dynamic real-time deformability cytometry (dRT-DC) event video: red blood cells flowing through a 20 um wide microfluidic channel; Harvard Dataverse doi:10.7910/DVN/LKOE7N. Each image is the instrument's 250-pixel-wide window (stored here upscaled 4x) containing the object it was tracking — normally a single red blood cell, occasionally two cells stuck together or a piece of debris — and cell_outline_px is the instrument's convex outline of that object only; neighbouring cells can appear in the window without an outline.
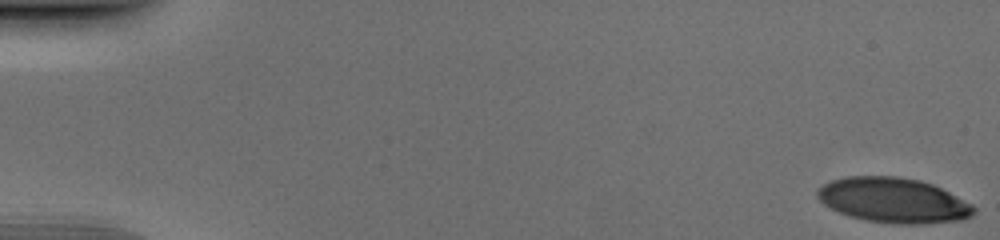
{"species": "human", "species_latin": "Homo sapiens", "temperature_condition": "cold", "stored_images_in_passage": 52, "camera_frame_rate_fps": 3000, "um_per_image_px": 0.085, "donor": {"sex": "male"}, "frame": {"image": 1, "passage_image": 1, "time_ms": 0.0, "image_size_px": [1000, 240], "cell_outline_px": [[976, 212], [972, 216], [960, 220], [920, 224], [900, 224], [868, 220], [852, 216], [840, 212], [824, 204], [816, 196], [816, 188], [832, 180], [848, 176], [896, 176], [920, 180], [932, 184], [972, 204], [976, 208]], "centroid_in_image_um": [75.94, 17.01], "position_along_channel_um": 9.1, "area_um2": 40.75}}
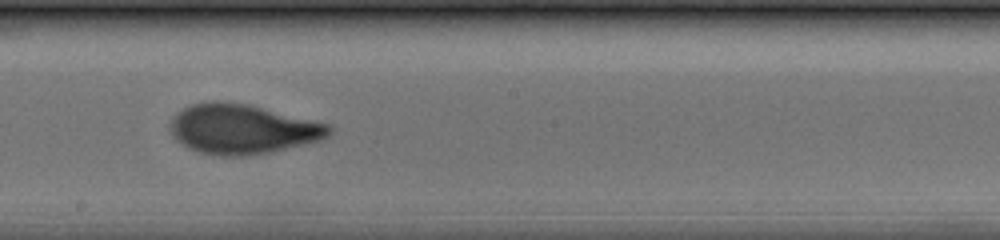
{"frame": {"image": 2, "passage_image": 30, "time_ms": 9.667, "image_size_px": [1000, 240], "cell_outline_px": [[332, 132], [328, 136], [320, 140], [272, 152], [248, 156], [212, 156], [188, 148], [180, 144], [172, 136], [168, 128], [168, 124], [172, 116], [176, 112], [192, 104], [216, 100], [248, 104], [332, 124]], "centroid_in_image_um": [20.58, 10.98], "position_along_channel_um": 227.6, "area_um2": 46.76}}
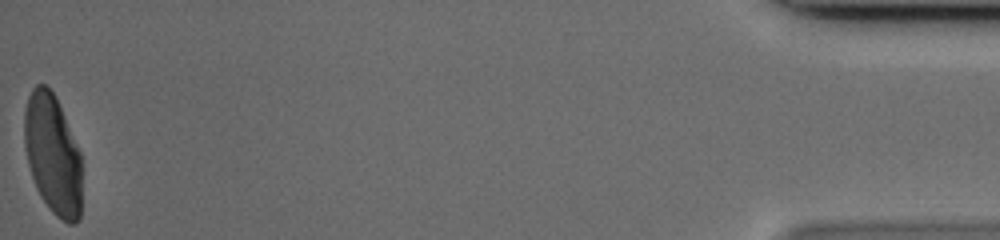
{"frame": {"image": 3, "passage_image": 52, "time_ms": 17.0, "image_size_px": [1000, 240], "cell_outline_px": [[80, 220], [76, 224], [68, 224], [56, 216], [52, 212], [40, 196], [36, 188], [28, 164], [24, 144], [24, 112], [28, 96], [32, 88], [36, 84], [44, 84], [56, 96], [80, 152]], "centroid_in_image_um": [4.46, 13.12], "position_along_channel_um": 430.7, "area_um2": 40.17}}